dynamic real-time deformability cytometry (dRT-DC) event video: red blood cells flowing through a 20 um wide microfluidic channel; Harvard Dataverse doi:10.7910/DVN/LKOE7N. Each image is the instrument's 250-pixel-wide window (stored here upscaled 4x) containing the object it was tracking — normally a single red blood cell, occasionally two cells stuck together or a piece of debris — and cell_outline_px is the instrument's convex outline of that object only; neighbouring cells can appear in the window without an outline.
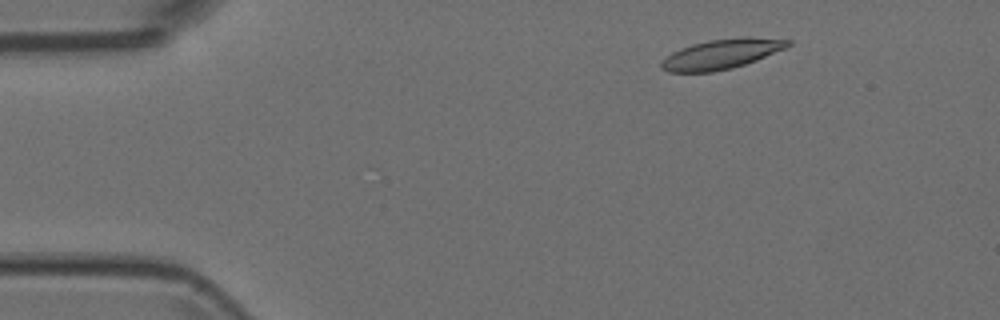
{"species": "Egyptian fruit bat (a non-hibernating species)", "species_latin": "Rousettus aegyptiacus", "temperature_condition": "room temperature", "stored_images_in_passage": 6, "camera_frame_rate_fps": 3000, "um_per_image_px": 0.085, "animal": {"sex": "female"}, "frame": {"image": 1, "passage_image": 1, "time_ms": 0.0, "image_size_px": [1000, 320], "cell_outline_px": [[792, 44], [784, 48], [756, 60], [732, 68], [712, 72], [668, 72], [660, 68], [660, 64], [672, 52], [680, 48], [692, 44], [708, 40], [792, 40]], "centroid_in_image_um": [61.18, 4.66], "position_along_channel_um": 23.8, "area_um2": 20.69}}
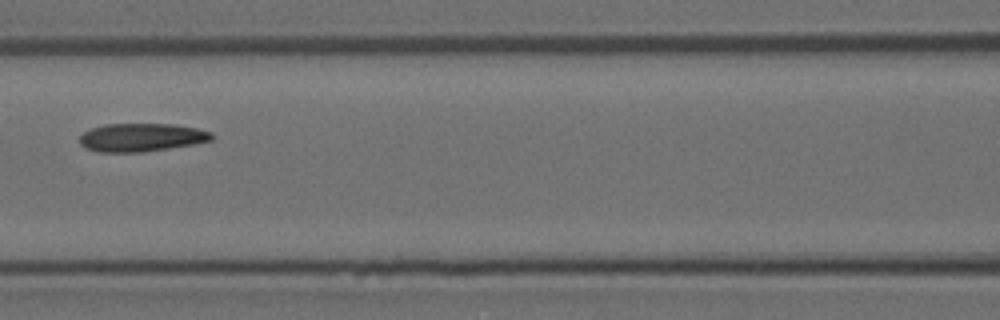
{"frame": {"image": 2, "passage_image": 5, "time_ms": 1.333, "image_size_px": [1000, 320], "cell_outline_px": [[212, 140], [192, 144], [168, 148], [140, 152], [100, 152], [84, 148], [80, 144], [80, 136], [84, 132], [92, 128], [104, 124], [176, 124], [196, 128], [212, 132]], "centroid_in_image_um": [12.0, 11.67], "position_along_channel_um": 154.6, "area_um2": 21.62}}
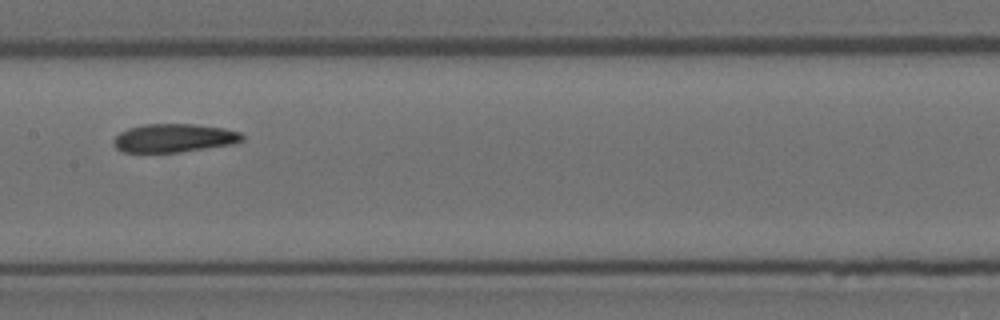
{"frame": {"image": 3, "passage_image": 6, "time_ms": 1.667, "image_size_px": [1000, 320], "cell_outline_px": [[244, 140], [232, 144], [180, 152], [120, 152], [112, 144], [112, 140], [120, 132], [128, 128], [144, 124], [192, 124], [224, 128], [240, 132], [244, 136]], "centroid_in_image_um": [14.76, 11.73], "position_along_channel_um": 192.6, "area_um2": 21.39}}